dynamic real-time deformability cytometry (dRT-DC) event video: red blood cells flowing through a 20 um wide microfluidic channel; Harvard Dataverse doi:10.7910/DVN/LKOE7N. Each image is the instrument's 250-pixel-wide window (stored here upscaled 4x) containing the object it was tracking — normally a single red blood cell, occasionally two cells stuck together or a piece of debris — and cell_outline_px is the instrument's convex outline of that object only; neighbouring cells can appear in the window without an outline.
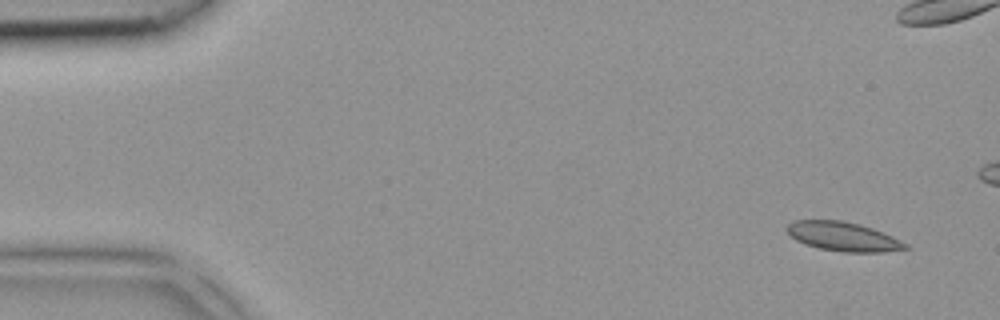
{"species": "common noctule bat (a hibernating species)", "species_latin": "Nyctalus noctula", "temperature_condition": "room temperature", "stored_images_in_passage": 6, "camera_frame_rate_fps": 3000, "um_per_image_px": 0.085, "animal": {"sex": "female", "body_mass_g": 18.4}, "frame": {"image": 1, "passage_image": 1, "time_ms": 0.0, "image_size_px": [1000, 320], "cell_outline_px": [[912, 248], [884, 252], [844, 252], [820, 248], [804, 244], [796, 240], [784, 228], [792, 220], [844, 220], [860, 224], [884, 232], [908, 244]], "centroid_in_image_um": [71.69, 20.1], "position_along_channel_um": 13.3, "area_um2": 20.29}}